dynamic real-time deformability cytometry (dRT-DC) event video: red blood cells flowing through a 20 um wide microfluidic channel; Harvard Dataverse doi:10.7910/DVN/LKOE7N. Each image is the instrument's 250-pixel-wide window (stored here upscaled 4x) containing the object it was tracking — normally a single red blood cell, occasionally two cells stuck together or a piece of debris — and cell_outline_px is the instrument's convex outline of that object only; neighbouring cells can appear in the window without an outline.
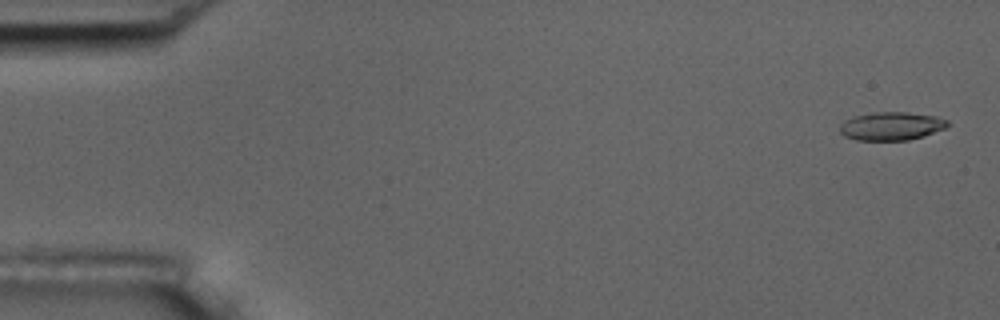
{"species": "common noctule bat (a hibernating species)", "species_latin": "Nyctalus noctula", "temperature_condition": "room temperature", "stored_images_in_passage": 6, "segment_of_instrument_passage": [1, 2], "camera_frame_rate_fps": 3000, "um_per_image_px": 0.085, "animal": {"sex": "male", "body_mass_g": 17.5, "forearm_length_mm": 52.3}, "frame": {"image": 1, "passage_image": 1, "time_ms": 0.0, "image_size_px": [1000, 320], "cell_outline_px": [[948, 124], [944, 128], [924, 136], [908, 140], [856, 140], [844, 136], [840, 132], [840, 124], [844, 120], [852, 116], [872, 112], [908, 112], [936, 116], [948, 120]], "centroid_in_image_um": [75.73, 10.71], "position_along_channel_um": 9.3, "area_um2": 17.86}}